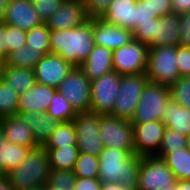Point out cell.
<instances>
[{
    "mask_svg": "<svg viewBox=\"0 0 190 190\" xmlns=\"http://www.w3.org/2000/svg\"><path fill=\"white\" fill-rule=\"evenodd\" d=\"M77 113L90 111L91 81L79 67H74L57 88Z\"/></svg>",
    "mask_w": 190,
    "mask_h": 190,
    "instance_id": "10",
    "label": "cell"
},
{
    "mask_svg": "<svg viewBox=\"0 0 190 190\" xmlns=\"http://www.w3.org/2000/svg\"><path fill=\"white\" fill-rule=\"evenodd\" d=\"M1 79L11 85L19 95L31 89L37 83L34 69L11 67L4 64Z\"/></svg>",
    "mask_w": 190,
    "mask_h": 190,
    "instance_id": "26",
    "label": "cell"
},
{
    "mask_svg": "<svg viewBox=\"0 0 190 190\" xmlns=\"http://www.w3.org/2000/svg\"><path fill=\"white\" fill-rule=\"evenodd\" d=\"M148 45L132 39L127 45L113 51V71L120 75L146 72Z\"/></svg>",
    "mask_w": 190,
    "mask_h": 190,
    "instance_id": "11",
    "label": "cell"
},
{
    "mask_svg": "<svg viewBox=\"0 0 190 190\" xmlns=\"http://www.w3.org/2000/svg\"><path fill=\"white\" fill-rule=\"evenodd\" d=\"M148 82L145 72L121 75L117 99L109 115L131 121Z\"/></svg>",
    "mask_w": 190,
    "mask_h": 190,
    "instance_id": "5",
    "label": "cell"
},
{
    "mask_svg": "<svg viewBox=\"0 0 190 190\" xmlns=\"http://www.w3.org/2000/svg\"><path fill=\"white\" fill-rule=\"evenodd\" d=\"M134 150L138 156H155L159 153L166 126L163 121L132 123Z\"/></svg>",
    "mask_w": 190,
    "mask_h": 190,
    "instance_id": "13",
    "label": "cell"
},
{
    "mask_svg": "<svg viewBox=\"0 0 190 190\" xmlns=\"http://www.w3.org/2000/svg\"><path fill=\"white\" fill-rule=\"evenodd\" d=\"M177 59L180 77L190 76V48L177 45Z\"/></svg>",
    "mask_w": 190,
    "mask_h": 190,
    "instance_id": "43",
    "label": "cell"
},
{
    "mask_svg": "<svg viewBox=\"0 0 190 190\" xmlns=\"http://www.w3.org/2000/svg\"><path fill=\"white\" fill-rule=\"evenodd\" d=\"M137 0H114L100 17L103 21L130 31L135 30Z\"/></svg>",
    "mask_w": 190,
    "mask_h": 190,
    "instance_id": "20",
    "label": "cell"
},
{
    "mask_svg": "<svg viewBox=\"0 0 190 190\" xmlns=\"http://www.w3.org/2000/svg\"><path fill=\"white\" fill-rule=\"evenodd\" d=\"M170 98L169 86L149 81L142 92L131 122L162 121L165 105Z\"/></svg>",
    "mask_w": 190,
    "mask_h": 190,
    "instance_id": "6",
    "label": "cell"
},
{
    "mask_svg": "<svg viewBox=\"0 0 190 190\" xmlns=\"http://www.w3.org/2000/svg\"><path fill=\"white\" fill-rule=\"evenodd\" d=\"M187 146V136L181 135L175 130L166 128L159 153L156 155L163 158L167 153L174 152L177 149H183Z\"/></svg>",
    "mask_w": 190,
    "mask_h": 190,
    "instance_id": "36",
    "label": "cell"
},
{
    "mask_svg": "<svg viewBox=\"0 0 190 190\" xmlns=\"http://www.w3.org/2000/svg\"><path fill=\"white\" fill-rule=\"evenodd\" d=\"M177 61V46L149 47L145 72L147 78L150 82L170 86L180 78Z\"/></svg>",
    "mask_w": 190,
    "mask_h": 190,
    "instance_id": "4",
    "label": "cell"
},
{
    "mask_svg": "<svg viewBox=\"0 0 190 190\" xmlns=\"http://www.w3.org/2000/svg\"><path fill=\"white\" fill-rule=\"evenodd\" d=\"M93 35L95 45L112 51L127 45L133 39L132 31L109 24L101 18H93Z\"/></svg>",
    "mask_w": 190,
    "mask_h": 190,
    "instance_id": "17",
    "label": "cell"
},
{
    "mask_svg": "<svg viewBox=\"0 0 190 190\" xmlns=\"http://www.w3.org/2000/svg\"><path fill=\"white\" fill-rule=\"evenodd\" d=\"M76 179L77 177L73 170L51 169L48 175L46 188L72 190Z\"/></svg>",
    "mask_w": 190,
    "mask_h": 190,
    "instance_id": "35",
    "label": "cell"
},
{
    "mask_svg": "<svg viewBox=\"0 0 190 190\" xmlns=\"http://www.w3.org/2000/svg\"><path fill=\"white\" fill-rule=\"evenodd\" d=\"M101 181L98 178L77 177L72 190H100Z\"/></svg>",
    "mask_w": 190,
    "mask_h": 190,
    "instance_id": "45",
    "label": "cell"
},
{
    "mask_svg": "<svg viewBox=\"0 0 190 190\" xmlns=\"http://www.w3.org/2000/svg\"><path fill=\"white\" fill-rule=\"evenodd\" d=\"M179 45L190 48V12L179 15Z\"/></svg>",
    "mask_w": 190,
    "mask_h": 190,
    "instance_id": "44",
    "label": "cell"
},
{
    "mask_svg": "<svg viewBox=\"0 0 190 190\" xmlns=\"http://www.w3.org/2000/svg\"><path fill=\"white\" fill-rule=\"evenodd\" d=\"M56 91V88L36 83L31 89L19 95L17 115L47 112Z\"/></svg>",
    "mask_w": 190,
    "mask_h": 190,
    "instance_id": "18",
    "label": "cell"
},
{
    "mask_svg": "<svg viewBox=\"0 0 190 190\" xmlns=\"http://www.w3.org/2000/svg\"><path fill=\"white\" fill-rule=\"evenodd\" d=\"M76 145V131L73 121L61 122L51 133L44 148H62Z\"/></svg>",
    "mask_w": 190,
    "mask_h": 190,
    "instance_id": "30",
    "label": "cell"
},
{
    "mask_svg": "<svg viewBox=\"0 0 190 190\" xmlns=\"http://www.w3.org/2000/svg\"><path fill=\"white\" fill-rule=\"evenodd\" d=\"M179 31V15L172 13L156 18L155 36L148 47L179 45Z\"/></svg>",
    "mask_w": 190,
    "mask_h": 190,
    "instance_id": "22",
    "label": "cell"
},
{
    "mask_svg": "<svg viewBox=\"0 0 190 190\" xmlns=\"http://www.w3.org/2000/svg\"><path fill=\"white\" fill-rule=\"evenodd\" d=\"M3 64H4V62H0V79H1V73H2Z\"/></svg>",
    "mask_w": 190,
    "mask_h": 190,
    "instance_id": "56",
    "label": "cell"
},
{
    "mask_svg": "<svg viewBox=\"0 0 190 190\" xmlns=\"http://www.w3.org/2000/svg\"><path fill=\"white\" fill-rule=\"evenodd\" d=\"M0 190H14L5 175H0Z\"/></svg>",
    "mask_w": 190,
    "mask_h": 190,
    "instance_id": "49",
    "label": "cell"
},
{
    "mask_svg": "<svg viewBox=\"0 0 190 190\" xmlns=\"http://www.w3.org/2000/svg\"><path fill=\"white\" fill-rule=\"evenodd\" d=\"M26 34L25 30L6 25L5 57L9 52L26 45Z\"/></svg>",
    "mask_w": 190,
    "mask_h": 190,
    "instance_id": "38",
    "label": "cell"
},
{
    "mask_svg": "<svg viewBox=\"0 0 190 190\" xmlns=\"http://www.w3.org/2000/svg\"><path fill=\"white\" fill-rule=\"evenodd\" d=\"M48 53L50 52H37L24 45L22 48H17L16 50L9 52L5 57L4 65L34 69L43 56Z\"/></svg>",
    "mask_w": 190,
    "mask_h": 190,
    "instance_id": "27",
    "label": "cell"
},
{
    "mask_svg": "<svg viewBox=\"0 0 190 190\" xmlns=\"http://www.w3.org/2000/svg\"><path fill=\"white\" fill-rule=\"evenodd\" d=\"M0 129L9 142L31 149L38 148L33 132L23 116L13 115L0 119Z\"/></svg>",
    "mask_w": 190,
    "mask_h": 190,
    "instance_id": "19",
    "label": "cell"
},
{
    "mask_svg": "<svg viewBox=\"0 0 190 190\" xmlns=\"http://www.w3.org/2000/svg\"><path fill=\"white\" fill-rule=\"evenodd\" d=\"M19 94L0 79V119L17 115Z\"/></svg>",
    "mask_w": 190,
    "mask_h": 190,
    "instance_id": "32",
    "label": "cell"
},
{
    "mask_svg": "<svg viewBox=\"0 0 190 190\" xmlns=\"http://www.w3.org/2000/svg\"><path fill=\"white\" fill-rule=\"evenodd\" d=\"M120 80L121 75L111 71L91 81V112L108 115L113 111Z\"/></svg>",
    "mask_w": 190,
    "mask_h": 190,
    "instance_id": "12",
    "label": "cell"
},
{
    "mask_svg": "<svg viewBox=\"0 0 190 190\" xmlns=\"http://www.w3.org/2000/svg\"><path fill=\"white\" fill-rule=\"evenodd\" d=\"M79 68L90 81L100 78L102 75L113 71V51L95 45L87 60Z\"/></svg>",
    "mask_w": 190,
    "mask_h": 190,
    "instance_id": "21",
    "label": "cell"
},
{
    "mask_svg": "<svg viewBox=\"0 0 190 190\" xmlns=\"http://www.w3.org/2000/svg\"><path fill=\"white\" fill-rule=\"evenodd\" d=\"M30 150V147L9 142L0 129V175H6L20 165Z\"/></svg>",
    "mask_w": 190,
    "mask_h": 190,
    "instance_id": "24",
    "label": "cell"
},
{
    "mask_svg": "<svg viewBox=\"0 0 190 190\" xmlns=\"http://www.w3.org/2000/svg\"><path fill=\"white\" fill-rule=\"evenodd\" d=\"M176 190H190V180H176Z\"/></svg>",
    "mask_w": 190,
    "mask_h": 190,
    "instance_id": "50",
    "label": "cell"
},
{
    "mask_svg": "<svg viewBox=\"0 0 190 190\" xmlns=\"http://www.w3.org/2000/svg\"><path fill=\"white\" fill-rule=\"evenodd\" d=\"M89 19L84 0H63L46 22L50 30L72 29Z\"/></svg>",
    "mask_w": 190,
    "mask_h": 190,
    "instance_id": "15",
    "label": "cell"
},
{
    "mask_svg": "<svg viewBox=\"0 0 190 190\" xmlns=\"http://www.w3.org/2000/svg\"><path fill=\"white\" fill-rule=\"evenodd\" d=\"M100 190H123L119 184L109 183V184H101Z\"/></svg>",
    "mask_w": 190,
    "mask_h": 190,
    "instance_id": "52",
    "label": "cell"
},
{
    "mask_svg": "<svg viewBox=\"0 0 190 190\" xmlns=\"http://www.w3.org/2000/svg\"><path fill=\"white\" fill-rule=\"evenodd\" d=\"M153 13L159 17L172 14L171 0H152Z\"/></svg>",
    "mask_w": 190,
    "mask_h": 190,
    "instance_id": "46",
    "label": "cell"
},
{
    "mask_svg": "<svg viewBox=\"0 0 190 190\" xmlns=\"http://www.w3.org/2000/svg\"><path fill=\"white\" fill-rule=\"evenodd\" d=\"M94 46L93 18L72 29L50 31V53L60 55L75 67L87 60Z\"/></svg>",
    "mask_w": 190,
    "mask_h": 190,
    "instance_id": "2",
    "label": "cell"
},
{
    "mask_svg": "<svg viewBox=\"0 0 190 190\" xmlns=\"http://www.w3.org/2000/svg\"><path fill=\"white\" fill-rule=\"evenodd\" d=\"M153 18H159L153 13L152 0H137L135 6V28L140 23L153 22Z\"/></svg>",
    "mask_w": 190,
    "mask_h": 190,
    "instance_id": "39",
    "label": "cell"
},
{
    "mask_svg": "<svg viewBox=\"0 0 190 190\" xmlns=\"http://www.w3.org/2000/svg\"><path fill=\"white\" fill-rule=\"evenodd\" d=\"M29 190H46V186H39V187L29 189Z\"/></svg>",
    "mask_w": 190,
    "mask_h": 190,
    "instance_id": "54",
    "label": "cell"
},
{
    "mask_svg": "<svg viewBox=\"0 0 190 190\" xmlns=\"http://www.w3.org/2000/svg\"><path fill=\"white\" fill-rule=\"evenodd\" d=\"M51 170L50 157L44 147L31 149L25 160L5 176L14 190L46 186Z\"/></svg>",
    "mask_w": 190,
    "mask_h": 190,
    "instance_id": "3",
    "label": "cell"
},
{
    "mask_svg": "<svg viewBox=\"0 0 190 190\" xmlns=\"http://www.w3.org/2000/svg\"><path fill=\"white\" fill-rule=\"evenodd\" d=\"M171 8L177 15L190 12V0H171Z\"/></svg>",
    "mask_w": 190,
    "mask_h": 190,
    "instance_id": "47",
    "label": "cell"
},
{
    "mask_svg": "<svg viewBox=\"0 0 190 190\" xmlns=\"http://www.w3.org/2000/svg\"><path fill=\"white\" fill-rule=\"evenodd\" d=\"M73 171L76 177L98 178L99 157L80 152Z\"/></svg>",
    "mask_w": 190,
    "mask_h": 190,
    "instance_id": "34",
    "label": "cell"
},
{
    "mask_svg": "<svg viewBox=\"0 0 190 190\" xmlns=\"http://www.w3.org/2000/svg\"><path fill=\"white\" fill-rule=\"evenodd\" d=\"M6 24L0 21V62L5 61Z\"/></svg>",
    "mask_w": 190,
    "mask_h": 190,
    "instance_id": "48",
    "label": "cell"
},
{
    "mask_svg": "<svg viewBox=\"0 0 190 190\" xmlns=\"http://www.w3.org/2000/svg\"><path fill=\"white\" fill-rule=\"evenodd\" d=\"M99 157L98 179L119 184L123 190H138L141 156L117 148L103 147Z\"/></svg>",
    "mask_w": 190,
    "mask_h": 190,
    "instance_id": "1",
    "label": "cell"
},
{
    "mask_svg": "<svg viewBox=\"0 0 190 190\" xmlns=\"http://www.w3.org/2000/svg\"><path fill=\"white\" fill-rule=\"evenodd\" d=\"M37 14L46 23L61 5L63 0H31Z\"/></svg>",
    "mask_w": 190,
    "mask_h": 190,
    "instance_id": "40",
    "label": "cell"
},
{
    "mask_svg": "<svg viewBox=\"0 0 190 190\" xmlns=\"http://www.w3.org/2000/svg\"><path fill=\"white\" fill-rule=\"evenodd\" d=\"M176 178L165 161L158 156H142L138 173V190L170 188Z\"/></svg>",
    "mask_w": 190,
    "mask_h": 190,
    "instance_id": "9",
    "label": "cell"
},
{
    "mask_svg": "<svg viewBox=\"0 0 190 190\" xmlns=\"http://www.w3.org/2000/svg\"><path fill=\"white\" fill-rule=\"evenodd\" d=\"M50 157L51 169L73 170L80 151L77 146L45 148Z\"/></svg>",
    "mask_w": 190,
    "mask_h": 190,
    "instance_id": "29",
    "label": "cell"
},
{
    "mask_svg": "<svg viewBox=\"0 0 190 190\" xmlns=\"http://www.w3.org/2000/svg\"><path fill=\"white\" fill-rule=\"evenodd\" d=\"M50 31L46 23L27 31L26 46L37 52H50Z\"/></svg>",
    "mask_w": 190,
    "mask_h": 190,
    "instance_id": "33",
    "label": "cell"
},
{
    "mask_svg": "<svg viewBox=\"0 0 190 190\" xmlns=\"http://www.w3.org/2000/svg\"><path fill=\"white\" fill-rule=\"evenodd\" d=\"M156 18L153 22L140 23L133 31V39L149 44L155 36Z\"/></svg>",
    "mask_w": 190,
    "mask_h": 190,
    "instance_id": "41",
    "label": "cell"
},
{
    "mask_svg": "<svg viewBox=\"0 0 190 190\" xmlns=\"http://www.w3.org/2000/svg\"><path fill=\"white\" fill-rule=\"evenodd\" d=\"M101 114L87 111L77 113L73 122L76 131V145L81 153L99 156L103 151L100 137Z\"/></svg>",
    "mask_w": 190,
    "mask_h": 190,
    "instance_id": "7",
    "label": "cell"
},
{
    "mask_svg": "<svg viewBox=\"0 0 190 190\" xmlns=\"http://www.w3.org/2000/svg\"><path fill=\"white\" fill-rule=\"evenodd\" d=\"M114 0H84L89 18H100Z\"/></svg>",
    "mask_w": 190,
    "mask_h": 190,
    "instance_id": "42",
    "label": "cell"
},
{
    "mask_svg": "<svg viewBox=\"0 0 190 190\" xmlns=\"http://www.w3.org/2000/svg\"><path fill=\"white\" fill-rule=\"evenodd\" d=\"M162 159L176 180H190V151L187 148L167 153Z\"/></svg>",
    "mask_w": 190,
    "mask_h": 190,
    "instance_id": "28",
    "label": "cell"
},
{
    "mask_svg": "<svg viewBox=\"0 0 190 190\" xmlns=\"http://www.w3.org/2000/svg\"><path fill=\"white\" fill-rule=\"evenodd\" d=\"M46 113L61 122L73 121L77 115L76 110L58 90L50 101V106Z\"/></svg>",
    "mask_w": 190,
    "mask_h": 190,
    "instance_id": "31",
    "label": "cell"
},
{
    "mask_svg": "<svg viewBox=\"0 0 190 190\" xmlns=\"http://www.w3.org/2000/svg\"><path fill=\"white\" fill-rule=\"evenodd\" d=\"M99 132L103 147L117 148L135 154L131 121L101 114Z\"/></svg>",
    "mask_w": 190,
    "mask_h": 190,
    "instance_id": "8",
    "label": "cell"
},
{
    "mask_svg": "<svg viewBox=\"0 0 190 190\" xmlns=\"http://www.w3.org/2000/svg\"><path fill=\"white\" fill-rule=\"evenodd\" d=\"M30 126L38 147H44L51 133L61 124L60 120L49 116L46 112H30L22 115Z\"/></svg>",
    "mask_w": 190,
    "mask_h": 190,
    "instance_id": "23",
    "label": "cell"
},
{
    "mask_svg": "<svg viewBox=\"0 0 190 190\" xmlns=\"http://www.w3.org/2000/svg\"><path fill=\"white\" fill-rule=\"evenodd\" d=\"M9 3H10V0H0V21L3 20Z\"/></svg>",
    "mask_w": 190,
    "mask_h": 190,
    "instance_id": "51",
    "label": "cell"
},
{
    "mask_svg": "<svg viewBox=\"0 0 190 190\" xmlns=\"http://www.w3.org/2000/svg\"><path fill=\"white\" fill-rule=\"evenodd\" d=\"M186 148L190 151V135L187 136V146Z\"/></svg>",
    "mask_w": 190,
    "mask_h": 190,
    "instance_id": "55",
    "label": "cell"
},
{
    "mask_svg": "<svg viewBox=\"0 0 190 190\" xmlns=\"http://www.w3.org/2000/svg\"><path fill=\"white\" fill-rule=\"evenodd\" d=\"M2 21L25 31L43 24L31 0H10Z\"/></svg>",
    "mask_w": 190,
    "mask_h": 190,
    "instance_id": "16",
    "label": "cell"
},
{
    "mask_svg": "<svg viewBox=\"0 0 190 190\" xmlns=\"http://www.w3.org/2000/svg\"><path fill=\"white\" fill-rule=\"evenodd\" d=\"M46 190H61V189H55V188H46Z\"/></svg>",
    "mask_w": 190,
    "mask_h": 190,
    "instance_id": "57",
    "label": "cell"
},
{
    "mask_svg": "<svg viewBox=\"0 0 190 190\" xmlns=\"http://www.w3.org/2000/svg\"><path fill=\"white\" fill-rule=\"evenodd\" d=\"M74 67L60 55L48 53L34 67L36 82L57 89Z\"/></svg>",
    "mask_w": 190,
    "mask_h": 190,
    "instance_id": "14",
    "label": "cell"
},
{
    "mask_svg": "<svg viewBox=\"0 0 190 190\" xmlns=\"http://www.w3.org/2000/svg\"><path fill=\"white\" fill-rule=\"evenodd\" d=\"M162 190H176V182L174 184H170V188H164Z\"/></svg>",
    "mask_w": 190,
    "mask_h": 190,
    "instance_id": "53",
    "label": "cell"
},
{
    "mask_svg": "<svg viewBox=\"0 0 190 190\" xmlns=\"http://www.w3.org/2000/svg\"><path fill=\"white\" fill-rule=\"evenodd\" d=\"M162 121L166 128L175 130L184 136L190 135V110L177 101L169 99L165 105Z\"/></svg>",
    "mask_w": 190,
    "mask_h": 190,
    "instance_id": "25",
    "label": "cell"
},
{
    "mask_svg": "<svg viewBox=\"0 0 190 190\" xmlns=\"http://www.w3.org/2000/svg\"><path fill=\"white\" fill-rule=\"evenodd\" d=\"M170 97L190 110V76L180 77L169 86Z\"/></svg>",
    "mask_w": 190,
    "mask_h": 190,
    "instance_id": "37",
    "label": "cell"
}]
</instances>
